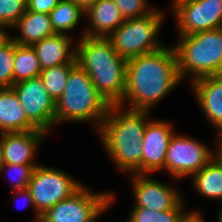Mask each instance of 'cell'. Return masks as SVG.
<instances>
[{"instance_id":"cell-1","label":"cell","mask_w":222,"mask_h":222,"mask_svg":"<svg viewBox=\"0 0 222 222\" xmlns=\"http://www.w3.org/2000/svg\"><path fill=\"white\" fill-rule=\"evenodd\" d=\"M181 82L175 49L165 44L159 50L127 60L125 94L119 105L152 112Z\"/></svg>"},{"instance_id":"cell-2","label":"cell","mask_w":222,"mask_h":222,"mask_svg":"<svg viewBox=\"0 0 222 222\" xmlns=\"http://www.w3.org/2000/svg\"><path fill=\"white\" fill-rule=\"evenodd\" d=\"M150 111L111 105L95 133L114 167L121 173L141 174L142 141Z\"/></svg>"},{"instance_id":"cell-3","label":"cell","mask_w":222,"mask_h":222,"mask_svg":"<svg viewBox=\"0 0 222 222\" xmlns=\"http://www.w3.org/2000/svg\"><path fill=\"white\" fill-rule=\"evenodd\" d=\"M76 41V61L110 105H119L125 94L127 60L107 37L82 36Z\"/></svg>"},{"instance_id":"cell-4","label":"cell","mask_w":222,"mask_h":222,"mask_svg":"<svg viewBox=\"0 0 222 222\" xmlns=\"http://www.w3.org/2000/svg\"><path fill=\"white\" fill-rule=\"evenodd\" d=\"M110 106L87 72L76 64L69 73L63 94L55 103V126L73 122L91 123L97 132Z\"/></svg>"},{"instance_id":"cell-5","label":"cell","mask_w":222,"mask_h":222,"mask_svg":"<svg viewBox=\"0 0 222 222\" xmlns=\"http://www.w3.org/2000/svg\"><path fill=\"white\" fill-rule=\"evenodd\" d=\"M178 38V39H177ZM173 45L181 81L222 75V28L177 36Z\"/></svg>"},{"instance_id":"cell-6","label":"cell","mask_w":222,"mask_h":222,"mask_svg":"<svg viewBox=\"0 0 222 222\" xmlns=\"http://www.w3.org/2000/svg\"><path fill=\"white\" fill-rule=\"evenodd\" d=\"M162 9L156 7L146 16L124 20L107 37L122 58L128 60L165 46L159 38L167 15Z\"/></svg>"},{"instance_id":"cell-7","label":"cell","mask_w":222,"mask_h":222,"mask_svg":"<svg viewBox=\"0 0 222 222\" xmlns=\"http://www.w3.org/2000/svg\"><path fill=\"white\" fill-rule=\"evenodd\" d=\"M214 136L215 150L196 137L175 132L169 142L165 168L162 171L167 172L171 180L190 178L217 155V134Z\"/></svg>"},{"instance_id":"cell-8","label":"cell","mask_w":222,"mask_h":222,"mask_svg":"<svg viewBox=\"0 0 222 222\" xmlns=\"http://www.w3.org/2000/svg\"><path fill=\"white\" fill-rule=\"evenodd\" d=\"M83 185L65 171L41 163L35 167L28 189L36 211L42 215L60 201L71 197Z\"/></svg>"},{"instance_id":"cell-9","label":"cell","mask_w":222,"mask_h":222,"mask_svg":"<svg viewBox=\"0 0 222 222\" xmlns=\"http://www.w3.org/2000/svg\"><path fill=\"white\" fill-rule=\"evenodd\" d=\"M176 36L222 28V0H171Z\"/></svg>"},{"instance_id":"cell-10","label":"cell","mask_w":222,"mask_h":222,"mask_svg":"<svg viewBox=\"0 0 222 222\" xmlns=\"http://www.w3.org/2000/svg\"><path fill=\"white\" fill-rule=\"evenodd\" d=\"M92 191L84 184L42 214L40 222H90L111 201V192Z\"/></svg>"},{"instance_id":"cell-11","label":"cell","mask_w":222,"mask_h":222,"mask_svg":"<svg viewBox=\"0 0 222 222\" xmlns=\"http://www.w3.org/2000/svg\"><path fill=\"white\" fill-rule=\"evenodd\" d=\"M12 88L17 94L27 119L38 129L51 133L55 128V101L45 89L40 77L27 79Z\"/></svg>"},{"instance_id":"cell-12","label":"cell","mask_w":222,"mask_h":222,"mask_svg":"<svg viewBox=\"0 0 222 222\" xmlns=\"http://www.w3.org/2000/svg\"><path fill=\"white\" fill-rule=\"evenodd\" d=\"M152 174H131L130 179L135 203L132 207H144L154 211L175 209L185 198L175 184L161 182Z\"/></svg>"},{"instance_id":"cell-13","label":"cell","mask_w":222,"mask_h":222,"mask_svg":"<svg viewBox=\"0 0 222 222\" xmlns=\"http://www.w3.org/2000/svg\"><path fill=\"white\" fill-rule=\"evenodd\" d=\"M176 130L172 121L156 119L147 122L142 141L141 174H155L165 168L169 142Z\"/></svg>"},{"instance_id":"cell-14","label":"cell","mask_w":222,"mask_h":222,"mask_svg":"<svg viewBox=\"0 0 222 222\" xmlns=\"http://www.w3.org/2000/svg\"><path fill=\"white\" fill-rule=\"evenodd\" d=\"M47 135L42 130L0 133L4 163L39 165L36 155Z\"/></svg>"},{"instance_id":"cell-15","label":"cell","mask_w":222,"mask_h":222,"mask_svg":"<svg viewBox=\"0 0 222 222\" xmlns=\"http://www.w3.org/2000/svg\"><path fill=\"white\" fill-rule=\"evenodd\" d=\"M189 84L201 112L218 135L222 132V75L204 76Z\"/></svg>"},{"instance_id":"cell-16","label":"cell","mask_w":222,"mask_h":222,"mask_svg":"<svg viewBox=\"0 0 222 222\" xmlns=\"http://www.w3.org/2000/svg\"><path fill=\"white\" fill-rule=\"evenodd\" d=\"M32 47L42 70L63 64H77L76 41L73 36L55 33L36 42Z\"/></svg>"},{"instance_id":"cell-17","label":"cell","mask_w":222,"mask_h":222,"mask_svg":"<svg viewBox=\"0 0 222 222\" xmlns=\"http://www.w3.org/2000/svg\"><path fill=\"white\" fill-rule=\"evenodd\" d=\"M85 13L88 26L81 30L79 38L84 35L88 37H108L125 20L114 0H98Z\"/></svg>"},{"instance_id":"cell-18","label":"cell","mask_w":222,"mask_h":222,"mask_svg":"<svg viewBox=\"0 0 222 222\" xmlns=\"http://www.w3.org/2000/svg\"><path fill=\"white\" fill-rule=\"evenodd\" d=\"M9 31V36L17 44L29 46L55 34L51 26L49 14L28 10H26L19 18V21ZM12 31L15 33L17 31V33L13 34Z\"/></svg>"},{"instance_id":"cell-19","label":"cell","mask_w":222,"mask_h":222,"mask_svg":"<svg viewBox=\"0 0 222 222\" xmlns=\"http://www.w3.org/2000/svg\"><path fill=\"white\" fill-rule=\"evenodd\" d=\"M38 130L28 119L11 88H0V133Z\"/></svg>"},{"instance_id":"cell-20","label":"cell","mask_w":222,"mask_h":222,"mask_svg":"<svg viewBox=\"0 0 222 222\" xmlns=\"http://www.w3.org/2000/svg\"><path fill=\"white\" fill-rule=\"evenodd\" d=\"M190 179L193 190L201 197L222 202V158L216 155Z\"/></svg>"},{"instance_id":"cell-21","label":"cell","mask_w":222,"mask_h":222,"mask_svg":"<svg viewBox=\"0 0 222 222\" xmlns=\"http://www.w3.org/2000/svg\"><path fill=\"white\" fill-rule=\"evenodd\" d=\"M85 11L70 0H60L58 5L49 13L51 26L56 34L69 36L76 27H79L82 17L85 19Z\"/></svg>"},{"instance_id":"cell-22","label":"cell","mask_w":222,"mask_h":222,"mask_svg":"<svg viewBox=\"0 0 222 222\" xmlns=\"http://www.w3.org/2000/svg\"><path fill=\"white\" fill-rule=\"evenodd\" d=\"M42 69L32 46L15 42L13 84L40 76Z\"/></svg>"},{"instance_id":"cell-23","label":"cell","mask_w":222,"mask_h":222,"mask_svg":"<svg viewBox=\"0 0 222 222\" xmlns=\"http://www.w3.org/2000/svg\"><path fill=\"white\" fill-rule=\"evenodd\" d=\"M76 64H63L43 69L40 78L51 98L56 102L63 94L71 69Z\"/></svg>"},{"instance_id":"cell-24","label":"cell","mask_w":222,"mask_h":222,"mask_svg":"<svg viewBox=\"0 0 222 222\" xmlns=\"http://www.w3.org/2000/svg\"><path fill=\"white\" fill-rule=\"evenodd\" d=\"M183 200L175 209L154 211L144 207H131L126 222H178L186 210Z\"/></svg>"},{"instance_id":"cell-25","label":"cell","mask_w":222,"mask_h":222,"mask_svg":"<svg viewBox=\"0 0 222 222\" xmlns=\"http://www.w3.org/2000/svg\"><path fill=\"white\" fill-rule=\"evenodd\" d=\"M15 41L8 36L0 44V88L13 86Z\"/></svg>"},{"instance_id":"cell-26","label":"cell","mask_w":222,"mask_h":222,"mask_svg":"<svg viewBox=\"0 0 222 222\" xmlns=\"http://www.w3.org/2000/svg\"><path fill=\"white\" fill-rule=\"evenodd\" d=\"M38 165H20L4 163L0 168V175L6 174L9 176L11 191H17L28 188L35 167ZM9 173V174H8Z\"/></svg>"},{"instance_id":"cell-27","label":"cell","mask_w":222,"mask_h":222,"mask_svg":"<svg viewBox=\"0 0 222 222\" xmlns=\"http://www.w3.org/2000/svg\"><path fill=\"white\" fill-rule=\"evenodd\" d=\"M27 10V0H0V27L8 31Z\"/></svg>"},{"instance_id":"cell-28","label":"cell","mask_w":222,"mask_h":222,"mask_svg":"<svg viewBox=\"0 0 222 222\" xmlns=\"http://www.w3.org/2000/svg\"><path fill=\"white\" fill-rule=\"evenodd\" d=\"M149 1L151 0H114L125 20L143 17L151 13L156 7Z\"/></svg>"},{"instance_id":"cell-29","label":"cell","mask_w":222,"mask_h":222,"mask_svg":"<svg viewBox=\"0 0 222 222\" xmlns=\"http://www.w3.org/2000/svg\"><path fill=\"white\" fill-rule=\"evenodd\" d=\"M59 2L60 0H27V10L49 14Z\"/></svg>"},{"instance_id":"cell-30","label":"cell","mask_w":222,"mask_h":222,"mask_svg":"<svg viewBox=\"0 0 222 222\" xmlns=\"http://www.w3.org/2000/svg\"><path fill=\"white\" fill-rule=\"evenodd\" d=\"M12 193V195L14 194L15 195V198L13 200L16 201V199L18 200V198H24V201H23V204L25 206H21L22 208H25L28 206H30L33 210V214H34V217H35V222H40L41 221V215L36 211L35 209V205H34V201H33V198H32V195H31V192L29 191L28 188L26 189H22V190H17V191H10L9 194ZM19 196V197H18ZM14 201V202H15ZM26 203V204H25ZM21 204V205H23ZM19 206V204H18ZM20 208V207H19ZM21 209V208H20Z\"/></svg>"},{"instance_id":"cell-31","label":"cell","mask_w":222,"mask_h":222,"mask_svg":"<svg viewBox=\"0 0 222 222\" xmlns=\"http://www.w3.org/2000/svg\"><path fill=\"white\" fill-rule=\"evenodd\" d=\"M198 210L199 209L185 210L178 222H206L203 213Z\"/></svg>"},{"instance_id":"cell-32","label":"cell","mask_w":222,"mask_h":222,"mask_svg":"<svg viewBox=\"0 0 222 222\" xmlns=\"http://www.w3.org/2000/svg\"><path fill=\"white\" fill-rule=\"evenodd\" d=\"M116 193L115 192H111V201L90 221V222H99L98 219H100V216H102V213L104 215V213H106V211L108 212V209L112 208L115 203L116 200ZM99 217V218H98Z\"/></svg>"},{"instance_id":"cell-33","label":"cell","mask_w":222,"mask_h":222,"mask_svg":"<svg viewBox=\"0 0 222 222\" xmlns=\"http://www.w3.org/2000/svg\"><path fill=\"white\" fill-rule=\"evenodd\" d=\"M77 6L81 7L85 12L98 0H70Z\"/></svg>"},{"instance_id":"cell-34","label":"cell","mask_w":222,"mask_h":222,"mask_svg":"<svg viewBox=\"0 0 222 222\" xmlns=\"http://www.w3.org/2000/svg\"><path fill=\"white\" fill-rule=\"evenodd\" d=\"M217 155L222 158V132L217 135Z\"/></svg>"},{"instance_id":"cell-35","label":"cell","mask_w":222,"mask_h":222,"mask_svg":"<svg viewBox=\"0 0 222 222\" xmlns=\"http://www.w3.org/2000/svg\"><path fill=\"white\" fill-rule=\"evenodd\" d=\"M9 36V31L0 27V44Z\"/></svg>"},{"instance_id":"cell-36","label":"cell","mask_w":222,"mask_h":222,"mask_svg":"<svg viewBox=\"0 0 222 222\" xmlns=\"http://www.w3.org/2000/svg\"><path fill=\"white\" fill-rule=\"evenodd\" d=\"M220 208H219V210H218V214L216 215L217 216V218H216V222H222V203H220Z\"/></svg>"},{"instance_id":"cell-37","label":"cell","mask_w":222,"mask_h":222,"mask_svg":"<svg viewBox=\"0 0 222 222\" xmlns=\"http://www.w3.org/2000/svg\"><path fill=\"white\" fill-rule=\"evenodd\" d=\"M4 160H3V152H2V147L0 144V168L3 166Z\"/></svg>"}]
</instances>
